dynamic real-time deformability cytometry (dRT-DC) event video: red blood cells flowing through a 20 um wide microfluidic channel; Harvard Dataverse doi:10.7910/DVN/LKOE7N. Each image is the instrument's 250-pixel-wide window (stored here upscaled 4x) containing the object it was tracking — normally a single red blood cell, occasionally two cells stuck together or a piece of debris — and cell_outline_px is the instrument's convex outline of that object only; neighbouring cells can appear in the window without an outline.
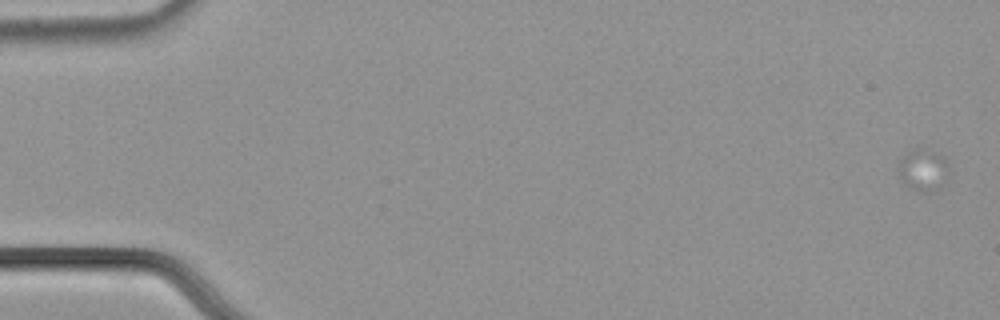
{"species": "common noctule bat (a hibernating species)", "species_latin": "Nyctalus noctula", "temperature_condition": "cold", "stored_images_in_passage": 2, "camera_frame_rate_fps": 3000, "um_per_image_px": 0.085, "animal": {"sex": "male", "body_mass_g": 21.5, "forearm_length_mm": 52.0}, "frame": {"image": 1, "passage_image": 1, "time_ms": 0.0, "image_size_px": [1000, 320], "cell_outline_px": [[948, 172], [936, 188], [932, 192], [920, 192], [904, 184], [900, 176], [896, 164], [908, 152], [916, 148], [920, 148], [944, 156], [948, 164]], "centroid_in_image_um": [78.42, 14.43], "position_along_channel_um": 6.6, "area_um2": 11.96}}